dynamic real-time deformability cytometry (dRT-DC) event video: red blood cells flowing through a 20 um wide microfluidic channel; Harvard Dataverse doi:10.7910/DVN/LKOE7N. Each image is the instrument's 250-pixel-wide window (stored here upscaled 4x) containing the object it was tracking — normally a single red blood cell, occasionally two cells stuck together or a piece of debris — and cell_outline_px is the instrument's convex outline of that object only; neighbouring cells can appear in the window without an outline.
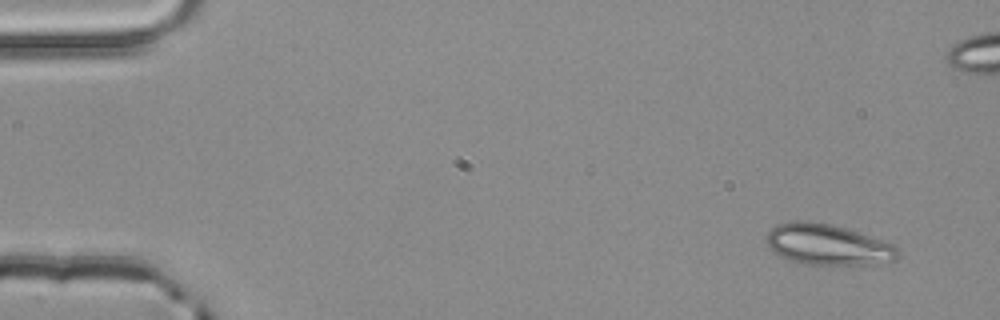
{"species": "common noctule bat (a hibernating species)", "species_latin": "Nyctalus noctula", "temperature_condition": "room temperature", "stored_images_in_passage": 4, "camera_frame_rate_fps": 3000, "um_per_image_px": 0.085, "animal": {"sex": "male", "body_mass_g": 20.4}, "frame": {"image": 1, "passage_image": 1, "time_ms": 0.0, "image_size_px": [1000, 320], "cell_outline_px": [[900, 256], [896, 260], [860, 264], [804, 264], [788, 260], [780, 256], [768, 248], [764, 240], [764, 236], [776, 224], [792, 220], [804, 220], [832, 224], [848, 228], [892, 244], [900, 252]], "centroid_in_image_um": [70.27, 20.77], "position_along_channel_um": 14.7, "area_um2": 31.44}}